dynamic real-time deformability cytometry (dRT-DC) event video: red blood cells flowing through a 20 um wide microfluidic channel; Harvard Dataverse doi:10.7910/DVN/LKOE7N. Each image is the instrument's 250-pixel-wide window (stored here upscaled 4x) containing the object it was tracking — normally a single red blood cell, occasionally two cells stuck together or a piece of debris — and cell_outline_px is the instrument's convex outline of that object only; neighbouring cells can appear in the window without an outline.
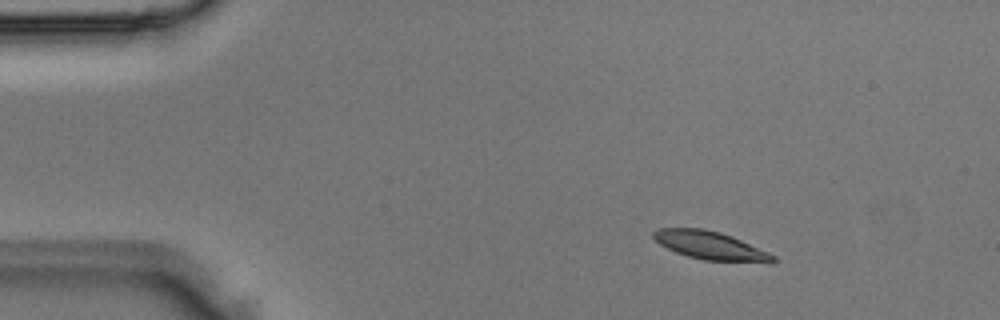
{"species": "Egyptian fruit bat (a non-hibernating species)", "species_latin": "Rousettus aegyptiacus", "temperature_condition": "room temperature", "stored_images_in_passage": 2, "camera_frame_rate_fps": 3000, "um_per_image_px": 0.085, "animal": {"sex": "male"}, "frame": {"image": 1, "passage_image": 1, "time_ms": 0.0, "image_size_px": [1000, 320], "cell_outline_px": [[776, 260], [772, 264], [704, 260], [688, 256], [676, 252], [660, 244], [652, 236], [652, 232], [656, 228], [704, 228], [720, 232], [732, 236], [768, 252], [776, 256]], "centroid_in_image_um": [60.43, 20.88], "position_along_channel_um": 24.6, "area_um2": 19.94}}
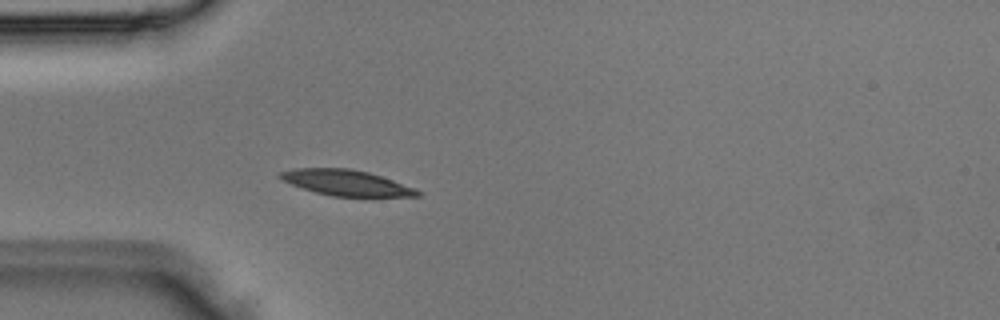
{"frame": {"image": 2, "passage_image": 2, "time_ms": 0.333, "image_size_px": [1000, 320], "cell_outline_px": [[420, 196], [332, 196], [316, 192], [292, 184], [276, 176], [280, 172], [292, 168], [348, 168], [368, 172], [416, 188], [420, 192]], "centroid_in_image_um": [29.41, 15.52], "position_along_channel_um": 55.6, "area_um2": 20.23}}